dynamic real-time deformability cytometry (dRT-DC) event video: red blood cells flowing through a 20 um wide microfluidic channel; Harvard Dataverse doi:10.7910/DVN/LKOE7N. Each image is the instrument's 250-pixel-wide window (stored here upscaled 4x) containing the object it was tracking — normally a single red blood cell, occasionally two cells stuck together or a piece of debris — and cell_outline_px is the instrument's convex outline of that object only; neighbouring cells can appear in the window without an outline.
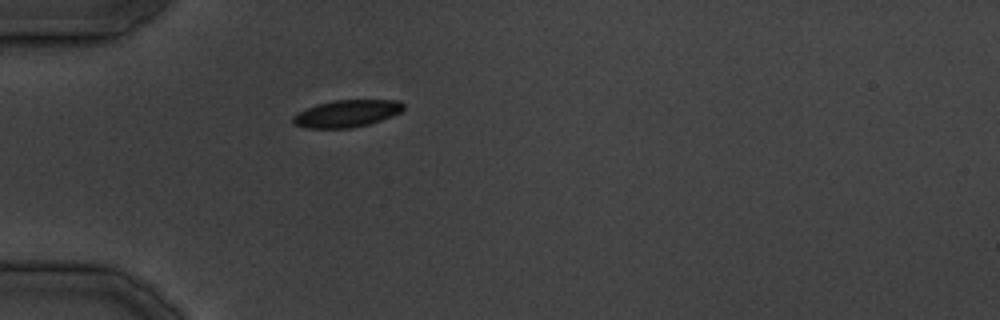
{"species": "common noctule bat (a hibernating species)", "species_latin": "Nyctalus noctula", "temperature_condition": "cold", "stored_images_in_passage": 24, "camera_frame_rate_fps": 3000, "um_per_image_px": 0.085, "animal": {"sex": "male", "body_mass_g": 19.5, "forearm_length_mm": 54.6}, "frame": {"image": 1, "passage_image": 1, "time_ms": 0.0, "image_size_px": [1000, 320], "cell_outline_px": [[404, 108], [400, 112], [392, 116], [368, 124], [352, 128], [304, 128], [292, 124], [292, 116], [296, 112], [304, 108], [316, 104], [332, 100], [400, 100], [404, 104]], "centroid_in_image_um": [29.41, 9.64], "position_along_channel_um": 55.6, "area_um2": 17.74}}
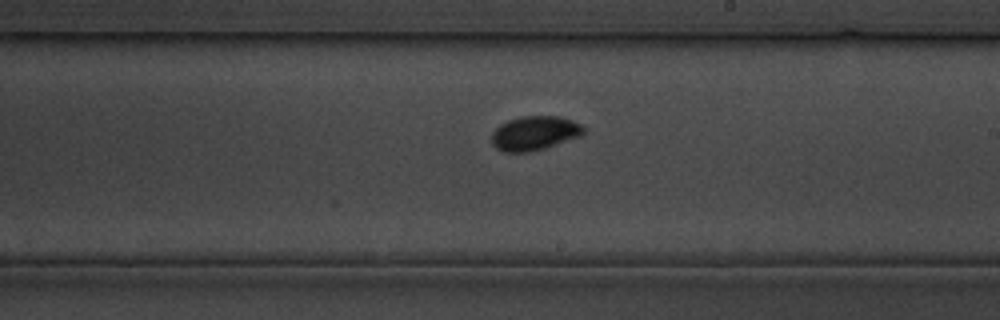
{"frame": {"image": 2, "passage_image": 12, "time_ms": 13.333, "image_size_px": [1000, 320], "cell_outline_px": [[584, 132], [580, 136], [544, 148], [528, 152], [504, 152], [496, 148], [492, 144], [492, 132], [500, 124], [508, 120], [520, 116], [556, 116], [572, 120], [580, 124], [584, 128]], "centroid_in_image_um": [45.41, 11.31], "position_along_channel_um": 243.6, "area_um2": 18.21}}
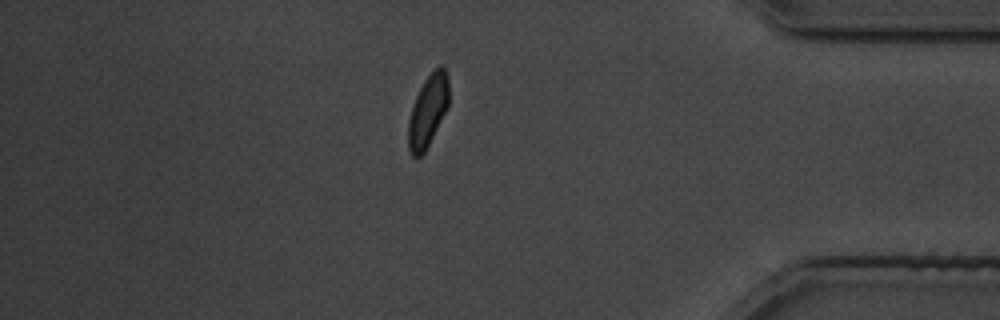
{"frame": {"image": 3, "passage_image": 22, "time_ms": 25.667, "image_size_px": [1000, 320], "cell_outline_px": [[448, 104], [424, 152], [420, 156], [412, 156], [408, 148], [408, 120], [416, 96], [424, 80], [440, 64], [448, 72]], "centroid_in_image_um": [36.35, 9.39], "position_along_channel_um": 398.8, "area_um2": 16.47}}